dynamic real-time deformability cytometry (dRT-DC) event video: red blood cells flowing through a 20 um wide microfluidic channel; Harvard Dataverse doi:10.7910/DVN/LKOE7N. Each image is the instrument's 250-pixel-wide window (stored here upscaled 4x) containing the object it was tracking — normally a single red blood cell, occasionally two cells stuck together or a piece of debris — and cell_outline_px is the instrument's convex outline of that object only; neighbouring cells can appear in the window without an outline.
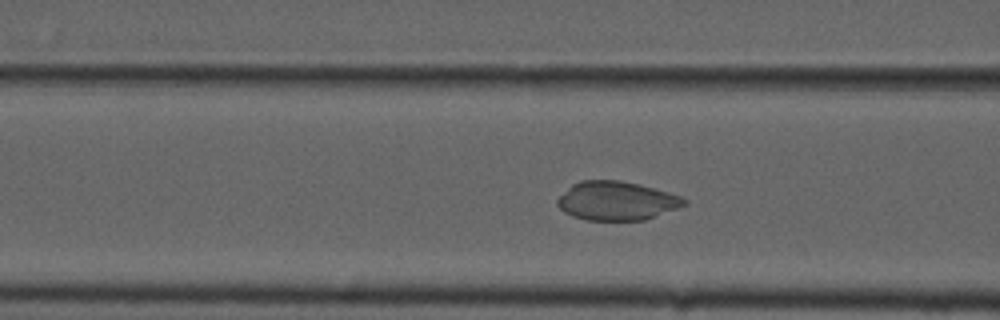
{"species": "common noctule bat (a hibernating species)", "species_latin": "Nyctalus noctula", "temperature_condition": "cold", "stored_images_in_passage": 44, "camera_frame_rate_fps": 3000, "um_per_image_px": 0.085, "animal": {"sex": "male", "forearm_length_mm": 52.5}, "frame": {"image": 1, "passage_image": 17, "time_ms": 5.333, "image_size_px": [1000, 320], "cell_outline_px": [[688, 204], [644, 220], [584, 220], [572, 216], [564, 212], [556, 204], [556, 200], [572, 184], [580, 180], [620, 180], [640, 184], [668, 192], [680, 196], [688, 200]], "centroid_in_image_um": [52.4, 17.07], "position_along_channel_um": 114.2, "area_um2": 28.73}}
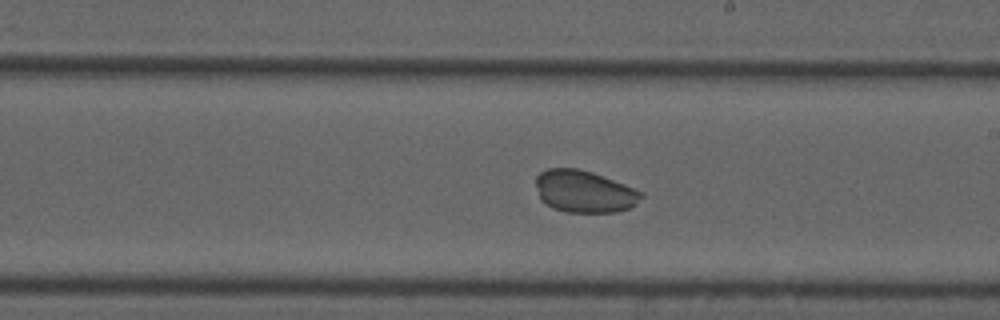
{"frame": {"image": 2, "passage_image": 27, "time_ms": 8.667, "image_size_px": [1000, 320], "cell_outline_px": [[644, 196], [636, 204], [628, 208], [616, 212], [564, 212], [552, 208], [544, 204], [540, 200], [536, 184], [536, 176], [540, 172], [548, 168], [576, 168], [592, 172], [624, 184], [644, 192]], "centroid_in_image_um": [49.65, 16.28], "position_along_channel_um": 239.4, "area_um2": 26.01}}
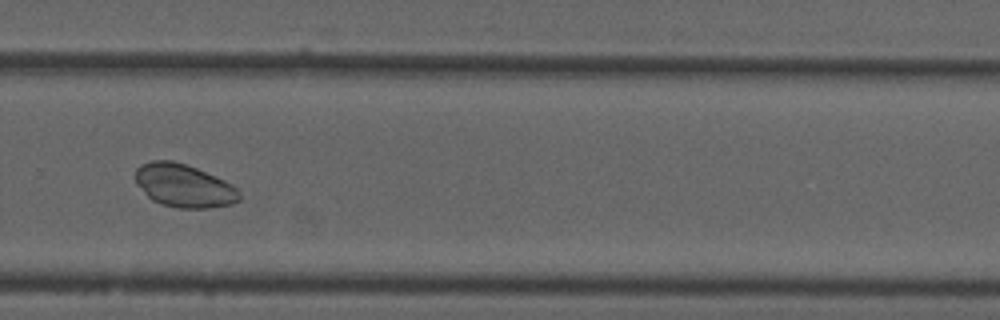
{"frame": {"image": 3, "passage_image": 33, "time_ms": 10.667, "image_size_px": [1000, 320], "cell_outline_px": [[240, 200], [232, 204], [208, 208], [176, 208], [160, 204], [152, 200], [136, 184], [132, 176], [136, 168], [140, 164], [152, 160], [172, 160], [196, 168], [224, 180], [236, 188], [240, 192]], "centroid_in_image_um": [15.58, 15.78], "position_along_channel_um": 314.2, "area_um2": 26.36}, "authors_computed_cell_mechanics": {"area_um2": 28.4665, "velocity_mm_per_s": 3.7509, "shape_relaxation_time_tau1_ms": 1.8552, "shape_relaxation_time_tau2_ms": null, "deformation_change_tau1": 0.0684, "deformation_change_tau2": null}}